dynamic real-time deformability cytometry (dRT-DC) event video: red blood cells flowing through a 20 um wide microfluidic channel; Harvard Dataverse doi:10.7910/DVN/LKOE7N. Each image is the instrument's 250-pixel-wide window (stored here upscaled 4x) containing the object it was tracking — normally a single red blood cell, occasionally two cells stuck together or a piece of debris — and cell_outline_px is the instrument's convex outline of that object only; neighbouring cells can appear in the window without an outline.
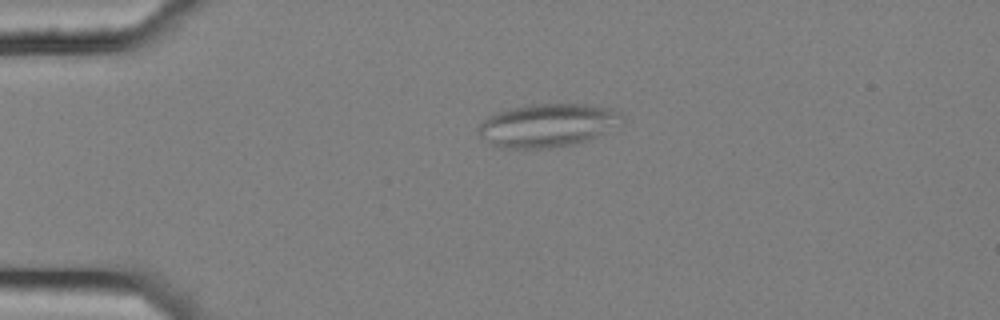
{"species": "common noctule bat (a hibernating species)", "species_latin": "Nyctalus noctula", "temperature_condition": "cold", "stored_images_in_passage": 4, "camera_frame_rate_fps": 3000, "um_per_image_px": 0.085, "animal": {"sex": "female", "body_mass_g": 25.1}, "frame": {"image": 1, "passage_image": 3, "time_ms": 0.667, "image_size_px": [1000, 320], "cell_outline_px": [[624, 120], [596, 136], [588, 140], [572, 144], [552, 148], [496, 148], [480, 136], [476, 132], [476, 128], [488, 116], [496, 112], [508, 108], [528, 104], [588, 104], [612, 108], [620, 112], [624, 116]], "centroid_in_image_um": [46.49, 10.64], "position_along_channel_um": 38.5, "area_um2": 36.41}}